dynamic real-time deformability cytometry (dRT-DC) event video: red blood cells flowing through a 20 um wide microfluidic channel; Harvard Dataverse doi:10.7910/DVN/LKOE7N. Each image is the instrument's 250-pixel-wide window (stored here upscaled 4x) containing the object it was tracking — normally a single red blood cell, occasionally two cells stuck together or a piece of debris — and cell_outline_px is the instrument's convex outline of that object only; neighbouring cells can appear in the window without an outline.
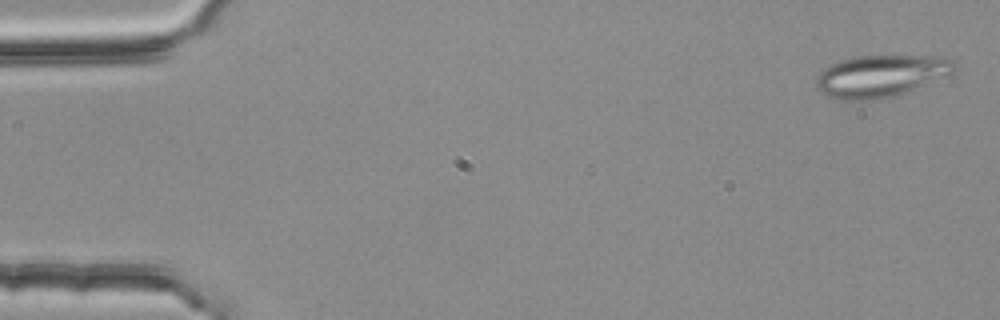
{"species": "common noctule bat (a hibernating species)", "species_latin": "Nyctalus noctula", "temperature_condition": "room temperature", "stored_images_in_passage": 54, "segment_of_instrument_passage": [1, 2], "camera_frame_rate_fps": 3000, "um_per_image_px": 0.085, "animal": {"sex": "female", "body_mass_g": 25.1}, "frame": {"image": 1, "passage_image": 2, "time_ms": 0.333, "image_size_px": [1000, 320], "cell_outline_px": [[960, 64], [956, 72], [904, 92], [892, 96], [872, 100], [840, 100], [824, 96], [816, 88], [816, 76], [824, 68], [840, 60], [856, 56], [952, 56]], "centroid_in_image_um": [74.91, 6.44], "position_along_channel_um": 10.1, "area_um2": 34.28}}